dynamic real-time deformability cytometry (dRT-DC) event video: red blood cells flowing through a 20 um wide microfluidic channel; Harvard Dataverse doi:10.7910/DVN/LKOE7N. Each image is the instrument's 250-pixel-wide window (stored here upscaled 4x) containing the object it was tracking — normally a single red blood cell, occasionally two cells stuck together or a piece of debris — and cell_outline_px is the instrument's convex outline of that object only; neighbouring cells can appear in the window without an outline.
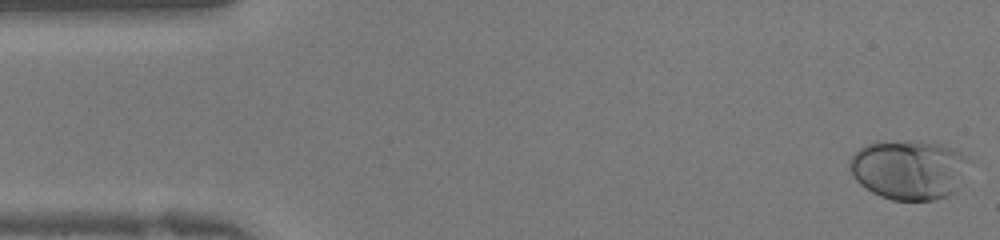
{"species": "human", "species_latin": "Homo sapiens", "temperature_condition": "warm", "stored_images_in_passage": 42, "camera_frame_rate_fps": 3000, "um_per_image_px": 0.085, "donor": {"sex": "female"}, "frame": {"image": 1, "passage_image": 1, "time_ms": 0.0, "image_size_px": [1000, 240], "cell_outline_px": [[976, 160], [956, 192], [948, 196], [936, 200], [892, 200], [880, 196], [872, 192], [860, 184], [852, 176], [848, 168], [848, 164], [852, 156], [864, 144], [876, 140], [916, 140], [944, 144], [956, 148], [964, 152]], "centroid_in_image_um": [77.36, 14.38], "position_along_channel_um": 7.6, "area_um2": 43.47}}
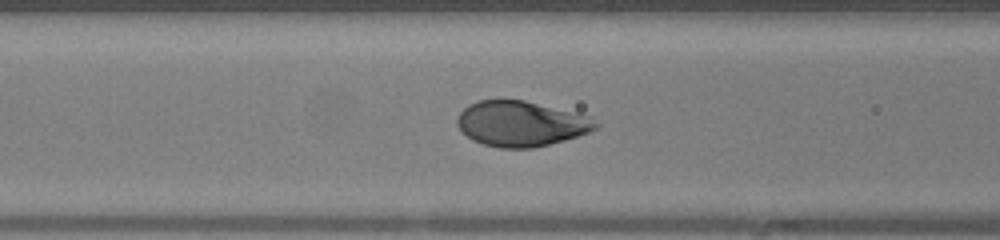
{"frame": {"image": 2, "passage_image": 16, "time_ms": 5.0, "image_size_px": [1000, 240], "cell_outline_px": [[600, 124], [596, 128], [588, 132], [564, 140], [532, 148], [500, 148], [484, 144], [472, 140], [456, 124], [456, 120], [460, 112], [468, 104], [476, 100], [524, 100], [580, 112], [588, 116]], "centroid_in_image_um": [44.29, 10.49], "position_along_channel_um": 122.3, "area_um2": 36.65}}
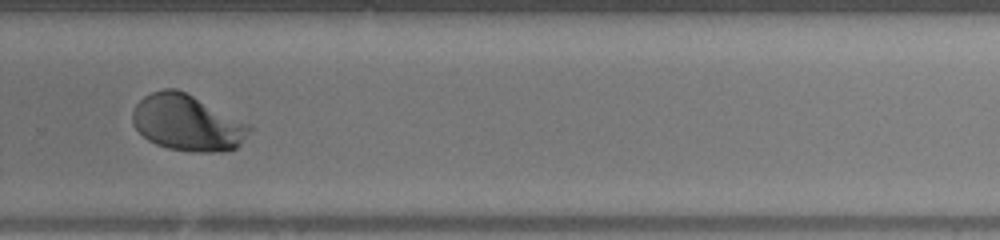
{"frame": {"image": 3, "passage_image": 28, "time_ms": 9.0, "image_size_px": [1000, 240], "cell_outline_px": [[252, 128], [240, 144], [236, 148], [220, 152], [192, 152], [168, 148], [156, 144], [148, 140], [136, 128], [132, 120], [132, 112], [136, 104], [144, 96], [152, 92], [164, 88], [176, 88], [252, 124]], "centroid_in_image_um": [15.93, 10.44], "position_along_channel_um": 313.9, "area_um2": 38.21}}